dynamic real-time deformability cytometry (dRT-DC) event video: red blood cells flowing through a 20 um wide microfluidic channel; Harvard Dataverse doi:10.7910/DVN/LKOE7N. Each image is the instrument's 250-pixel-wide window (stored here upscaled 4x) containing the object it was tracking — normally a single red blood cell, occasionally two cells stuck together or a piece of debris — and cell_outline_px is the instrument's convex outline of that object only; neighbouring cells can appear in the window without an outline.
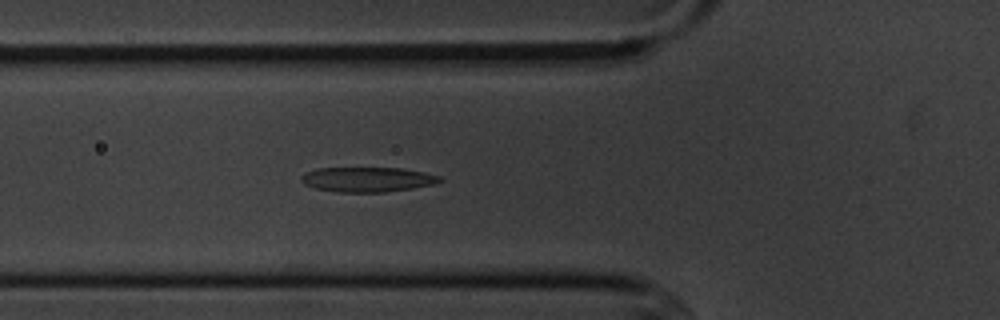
{"species": "common noctule bat (a hibernating species)", "species_latin": "Nyctalus noctula", "temperature_condition": "cold", "stored_images_in_passage": 5, "camera_frame_rate_fps": 3000, "um_per_image_px": 0.085, "animal": {"sex": "male", "body_mass_g": 20.1, "forearm_length_mm": 53.5}, "frame": {"image": 1, "passage_image": 5, "time_ms": 5.667, "image_size_px": [1000, 320], "cell_outline_px": [[444, 180], [436, 184], [412, 188], [384, 192], [340, 192], [316, 188], [304, 184], [300, 180], [300, 176], [304, 172], [316, 168], [400, 168], [424, 172], [440, 176]], "centroid_in_image_um": [31.23, 15.25], "position_along_channel_um": 94.6, "area_um2": 20.11}}